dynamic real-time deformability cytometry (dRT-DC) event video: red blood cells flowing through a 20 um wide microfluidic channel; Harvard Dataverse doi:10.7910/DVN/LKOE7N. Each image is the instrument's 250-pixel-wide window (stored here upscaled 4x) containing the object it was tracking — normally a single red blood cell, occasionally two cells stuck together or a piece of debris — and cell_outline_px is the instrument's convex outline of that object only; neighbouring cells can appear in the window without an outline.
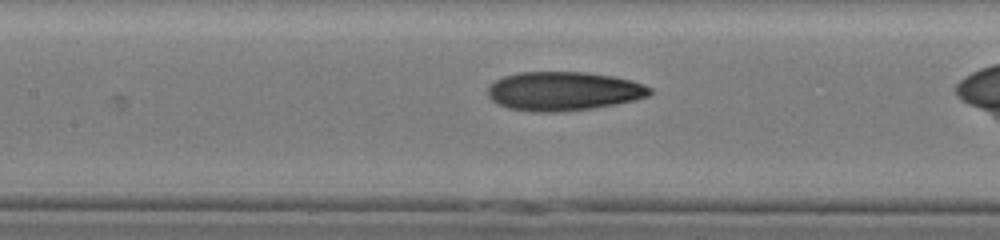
{"species": "human", "species_latin": "Homo sapiens", "temperature_condition": "cold", "stored_images_in_passage": 38, "camera_frame_rate_fps": 3000, "um_per_image_px": 0.085, "donor": {"sex": "male"}, "frame": {"image": 1, "passage_image": 21, "time_ms": 6.667, "image_size_px": [1000, 240], "cell_outline_px": [[652, 92], [648, 96], [636, 100], [616, 104], [592, 108], [556, 112], [532, 112], [508, 108], [492, 100], [488, 96], [488, 88], [496, 80], [504, 76], [520, 72], [584, 72], [612, 76], [632, 80], [644, 84], [652, 88]], "centroid_in_image_um": [47.93, 7.75], "position_along_channel_um": 159.5, "area_um2": 36.76}}
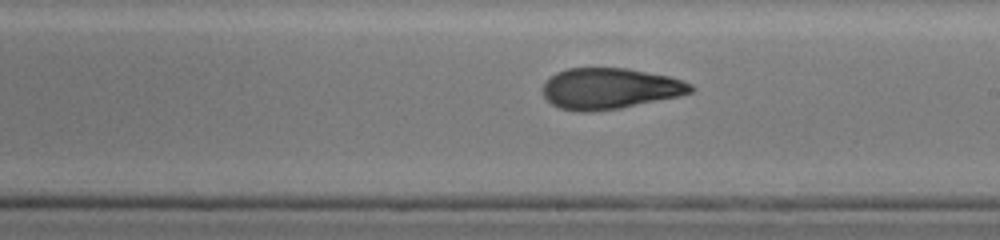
{"frame": {"image": 2, "passage_image": 27, "time_ms": 8.667, "image_size_px": [1000, 240], "cell_outline_px": [[696, 88], [692, 92], [680, 96], [620, 108], [588, 112], [580, 112], [560, 108], [552, 104], [544, 96], [544, 84], [556, 72], [568, 68], [628, 68], [668, 76], [692, 84]], "centroid_in_image_um": [51.86, 7.53], "position_along_channel_um": 237.1, "area_um2": 35.2}}
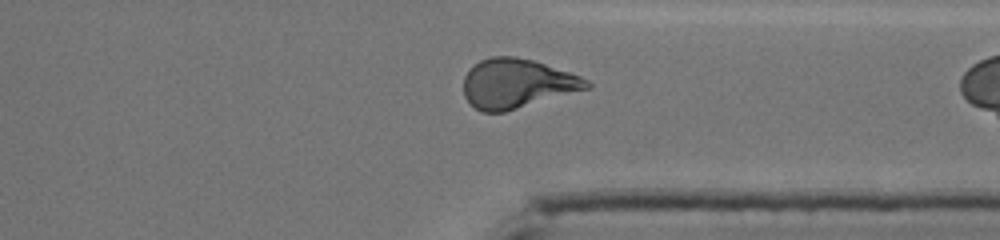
{"frame": {"image": 3, "passage_image": 37, "time_ms": 12.0, "image_size_px": [1000, 240], "cell_outline_px": [[592, 88], [504, 112], [480, 112], [464, 96], [464, 76], [468, 68], [472, 64], [488, 56], [516, 56], [532, 60], [580, 76], [588, 80], [592, 84]], "centroid_in_image_um": [43.93, 7.09], "position_along_channel_um": 367.5, "area_um2": 35.6}}